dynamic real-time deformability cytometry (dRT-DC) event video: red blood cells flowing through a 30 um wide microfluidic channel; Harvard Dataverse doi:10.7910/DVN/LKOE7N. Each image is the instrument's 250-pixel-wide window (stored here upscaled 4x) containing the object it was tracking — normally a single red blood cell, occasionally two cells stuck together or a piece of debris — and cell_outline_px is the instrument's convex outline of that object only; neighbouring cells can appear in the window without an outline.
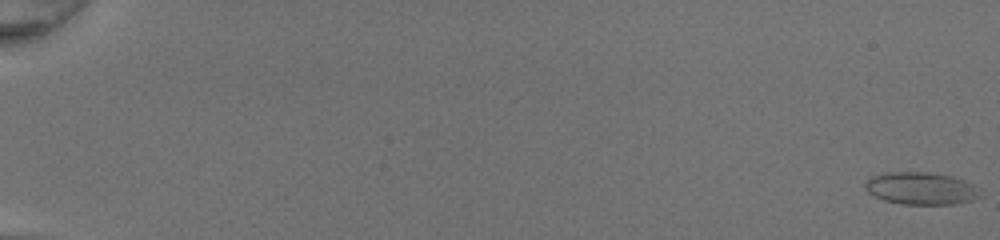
{"species": "common noctule bat (a hibernating species)", "species_latin": "Nyctalus noctula", "temperature_condition": "room temperature", "stored_images_in_passage": 51, "camera_frame_rate_fps": 3000, "um_per_image_px": 0.085, "animal": {"sex": "female", "body_mass_g": 20.0, "forearm_length_mm": 54.0}, "frame": {"image": 1, "passage_image": 1, "time_ms": 0.0, "image_size_px": [1000, 240], "cell_outline_px": [[980, 196], [972, 200], [952, 204], [900, 204], [884, 200], [868, 192], [864, 188], [864, 184], [872, 176], [884, 172], [928, 172], [952, 176], [964, 180], [980, 188]], "centroid_in_image_um": [78.29, 16.01], "position_along_channel_um": 6.7, "area_um2": 21.73}}
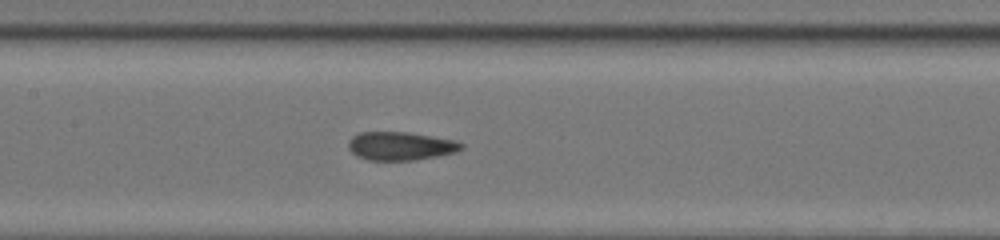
{"frame": {"image": 2, "passage_image": 28, "time_ms": 9.0, "image_size_px": [1000, 240], "cell_outline_px": [[464, 148], [456, 152], [440, 156], [416, 160], [368, 160], [356, 156], [348, 148], [348, 140], [352, 136], [360, 132], [408, 132], [456, 140], [464, 144]], "centroid_in_image_um": [34.06, 12.41], "position_along_channel_um": 173.3, "area_um2": 18.96}}
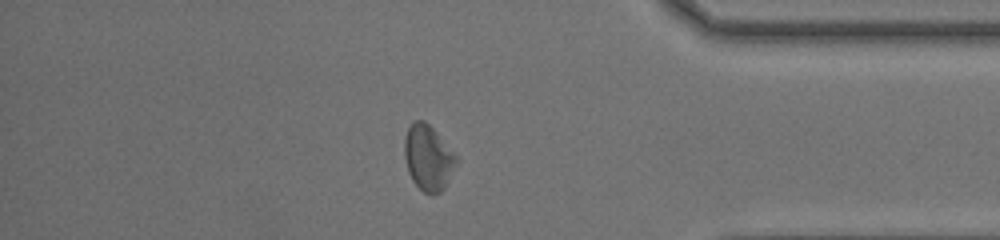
{"frame": {"image": 3, "passage_image": 45, "time_ms": 14.667, "image_size_px": [1000, 240], "cell_outline_px": [[456, 164], [444, 188], [440, 192], [432, 196], [424, 192], [412, 180], [408, 172], [404, 156], [404, 140], [408, 128], [416, 120], [424, 120], [436, 132], [456, 156]], "centroid_in_image_um": [36.37, 13.43], "position_along_channel_um": 398.8, "area_um2": 19.42}, "authors_computed_cell_mechanics": {"area_um2": 19.5942, "velocity_mm_per_s": 4.3131, "shape_relaxation_time_tau1_ms": null, "shape_relaxation_time_tau2_ms": 1.718, "deformation_change_tau1": null, "deformation_change_tau2": 0.0842}}